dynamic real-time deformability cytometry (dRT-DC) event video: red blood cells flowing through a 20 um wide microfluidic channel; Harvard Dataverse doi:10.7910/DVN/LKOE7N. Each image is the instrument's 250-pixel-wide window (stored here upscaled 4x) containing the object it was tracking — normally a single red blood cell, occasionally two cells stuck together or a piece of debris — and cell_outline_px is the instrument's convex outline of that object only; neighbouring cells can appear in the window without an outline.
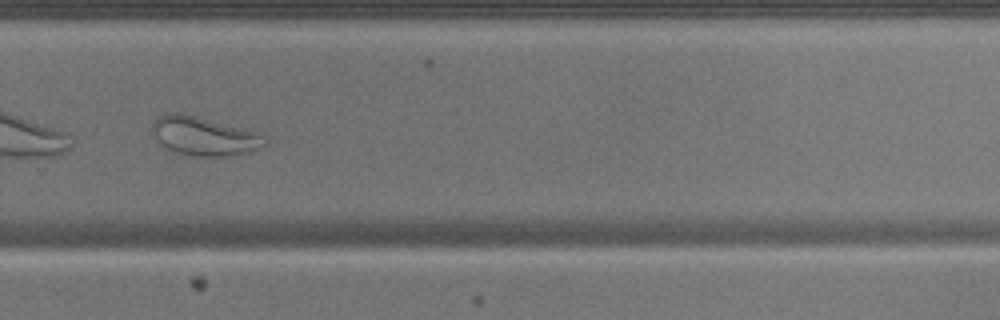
{"species": "common noctule bat (a hibernating species)", "species_latin": "Nyctalus noctula", "temperature_condition": "warm", "stored_images_in_passage": 50, "camera_frame_rate_fps": 3000, "um_per_image_px": 0.085, "animal": {"sex": "male", "body_mass_g": 17.9}, "frame": {"image": 1, "passage_image": 36, "time_ms": 11.667, "image_size_px": [1000, 320], "cell_outline_px": [[268, 144], [248, 152], [224, 156], [192, 156], [176, 152], [164, 148], [152, 136], [152, 124], [160, 116], [168, 112], [180, 112], [256, 132], [264, 136], [268, 140]], "centroid_in_image_um": [17.3, 11.58], "position_along_channel_um": 312.5, "area_um2": 25.32}}